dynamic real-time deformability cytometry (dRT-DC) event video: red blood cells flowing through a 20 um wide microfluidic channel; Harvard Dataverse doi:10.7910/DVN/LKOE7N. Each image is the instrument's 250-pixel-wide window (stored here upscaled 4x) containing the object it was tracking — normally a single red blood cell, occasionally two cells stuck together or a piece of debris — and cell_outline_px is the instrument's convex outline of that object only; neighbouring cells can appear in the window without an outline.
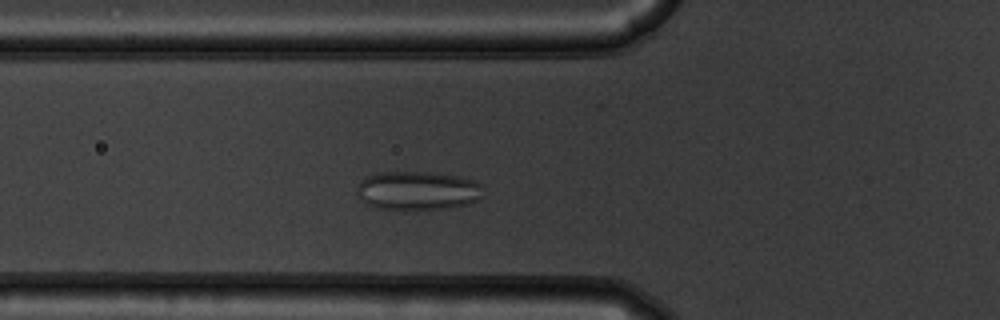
{"species": "common noctule bat (a hibernating species)", "species_latin": "Nyctalus noctula", "temperature_condition": "warm", "stored_images_in_passage": 43, "camera_frame_rate_fps": 3000, "um_per_image_px": 0.085, "animal": {"sex": "male", "body_mass_g": 19.5, "forearm_length_mm": 54.6}, "frame": {"image": 1, "passage_image": 8, "time_ms": 2.333, "image_size_px": [1000, 320], "cell_outline_px": [[480, 200], [468, 204], [448, 208], [376, 208], [360, 200], [356, 192], [356, 188], [360, 180], [368, 176], [380, 172], [428, 172], [456, 176], [472, 180], [480, 184]], "centroid_in_image_um": [35.45, 16.19], "position_along_channel_um": 90.4, "area_um2": 28.09}}
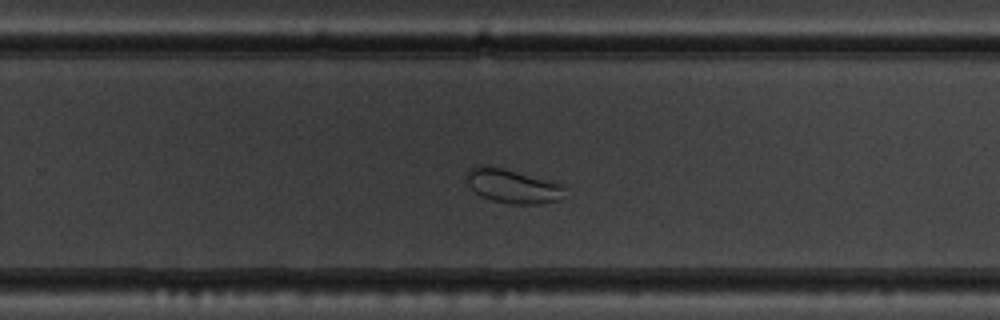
{"frame": {"image": 2, "passage_image": 24, "time_ms": 7.667, "image_size_px": [1000, 320], "cell_outline_px": [[572, 196], [560, 200], [536, 204], [508, 204], [492, 200], [480, 196], [468, 184], [468, 168], [476, 164], [488, 164], [504, 168], [564, 184]], "centroid_in_image_um": [43.67, 15.81], "position_along_channel_um": 286.1, "area_um2": 20.17}}
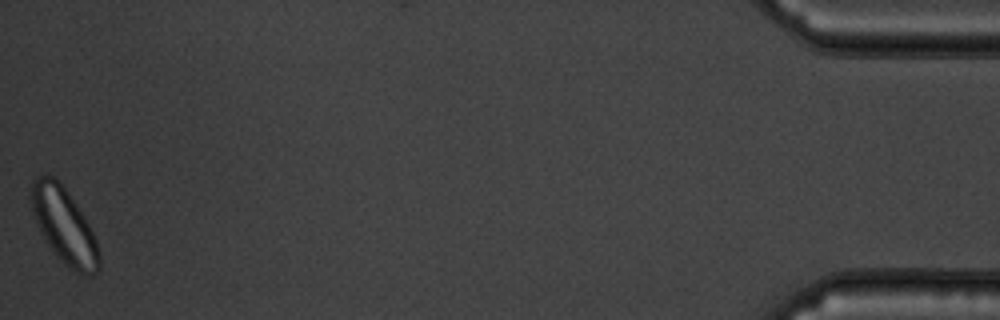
{"frame": {"image": 3, "passage_image": 43, "time_ms": 14.0, "image_size_px": [1000, 320], "cell_outline_px": [[100, 268], [92, 276], [80, 276], [68, 268], [56, 256], [44, 240], [40, 232], [28, 196], [32, 180], [36, 176], [44, 172], [52, 176], [64, 188], [76, 204], [84, 216], [96, 240], [100, 252]], "centroid_in_image_um": [5.43, 19.21], "position_along_channel_um": 429.8, "area_um2": 30.35}}